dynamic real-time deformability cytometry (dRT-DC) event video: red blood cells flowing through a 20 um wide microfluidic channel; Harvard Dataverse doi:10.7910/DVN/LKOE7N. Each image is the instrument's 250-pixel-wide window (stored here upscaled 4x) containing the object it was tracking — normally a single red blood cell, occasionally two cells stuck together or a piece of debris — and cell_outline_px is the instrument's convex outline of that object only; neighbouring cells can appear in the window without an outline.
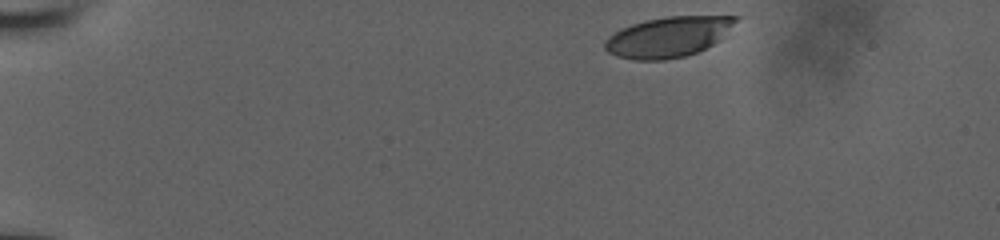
{"species": "human", "species_latin": "Homo sapiens", "temperature_condition": "room temperature", "stored_images_in_passage": 9, "camera_frame_rate_fps": 3000, "um_per_image_px": 0.085, "donor": {"sex": "male"}, "frame": {"image": 1, "passage_image": 1, "time_ms": 0.0, "image_size_px": [1000, 240], "cell_outline_px": [[744, 16], [720, 40], [696, 52], [684, 56], [664, 60], [636, 60], [616, 56], [608, 52], [604, 48], [604, 40], [608, 36], [620, 28], [644, 20], [668, 16]], "centroid_in_image_um": [56.81, 3.12], "position_along_channel_um": 28.2, "area_um2": 31.04}}
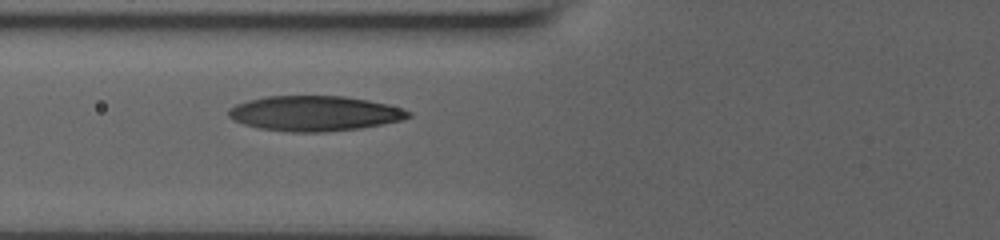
{"frame": {"image": 2, "passage_image": 8, "time_ms": 4.667, "image_size_px": [1000, 240], "cell_outline_px": [[412, 116], [400, 120], [360, 128], [320, 132], [292, 132], [260, 128], [244, 124], [228, 116], [228, 108], [236, 104], [248, 100], [264, 96], [344, 96], [368, 100], [388, 104], [412, 112]], "centroid_in_image_um": [26.72, 9.63], "position_along_channel_um": 99.1, "area_um2": 36.59}}
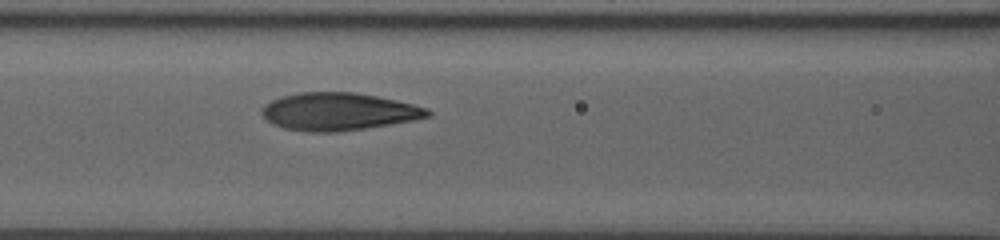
{"frame": {"image": 3, "passage_image": 9, "time_ms": 5.667, "image_size_px": [1000, 240], "cell_outline_px": [[432, 116], [412, 120], [364, 128], [332, 132], [308, 132], [284, 128], [272, 124], [260, 112], [260, 108], [264, 104], [280, 96], [300, 92], [356, 92], [396, 100], [428, 108], [432, 112]], "centroid_in_image_um": [28.74, 9.47], "position_along_channel_um": 137.9, "area_um2": 36.3}}